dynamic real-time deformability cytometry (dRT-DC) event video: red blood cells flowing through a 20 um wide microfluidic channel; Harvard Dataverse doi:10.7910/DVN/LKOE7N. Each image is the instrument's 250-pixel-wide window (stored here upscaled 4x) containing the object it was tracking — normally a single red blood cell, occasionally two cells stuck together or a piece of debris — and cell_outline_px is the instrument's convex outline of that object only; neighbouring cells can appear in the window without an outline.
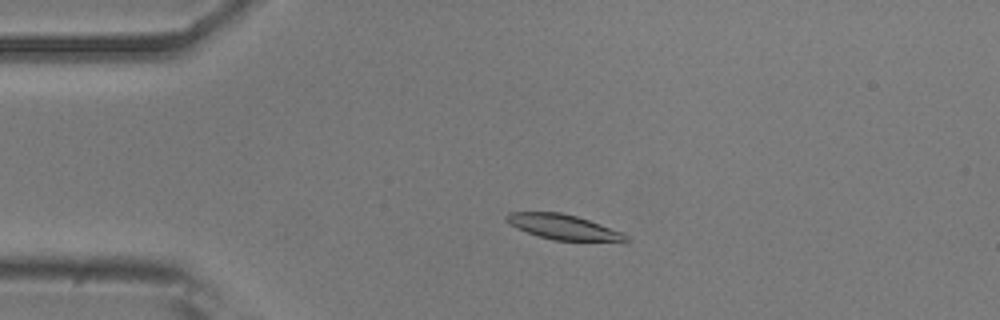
{"species": "common noctule bat (a hibernating species)", "species_latin": "Nyctalus noctula", "temperature_condition": "room temperature", "stored_images_in_passage": 53, "camera_frame_rate_fps": 3000, "um_per_image_px": 0.085, "animal": {"sex": "male", "body_mass_g": 20.5, "forearm_length_mm": 52.5}, "frame": {"image": 1, "passage_image": 11, "time_ms": 3.333, "image_size_px": [1000, 320], "cell_outline_px": [[632, 240], [552, 240], [516, 228], [508, 224], [504, 220], [504, 216], [508, 212], [560, 212], [576, 216], [600, 224], [620, 232], [628, 236]], "centroid_in_image_um": [47.76, 19.27], "position_along_channel_um": 37.2, "area_um2": 16.99}}
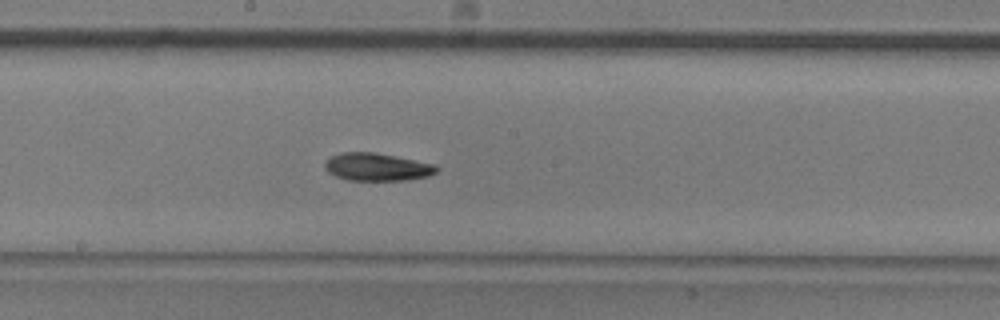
{"frame": {"image": 2, "passage_image": 28, "time_ms": 9.0, "image_size_px": [1000, 320], "cell_outline_px": [[440, 168], [436, 172], [428, 176], [404, 180], [348, 180], [336, 176], [328, 172], [324, 168], [324, 164], [332, 156], [340, 152], [372, 152], [436, 164]], "centroid_in_image_um": [32.05, 14.19], "position_along_channel_um": 216.1, "area_um2": 17.92}}
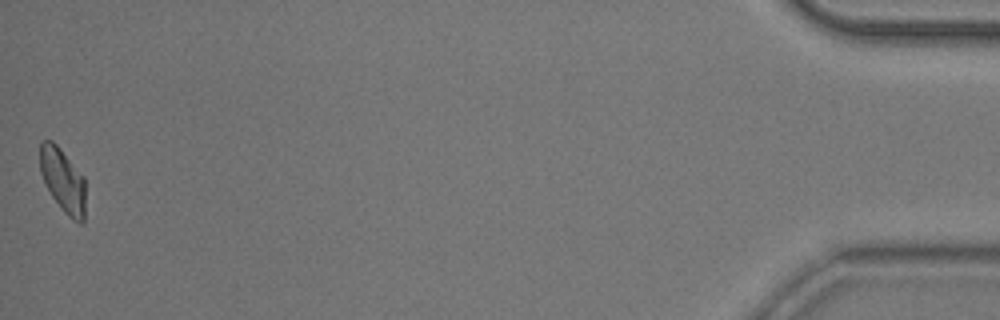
{"frame": {"image": 3, "passage_image": 53, "time_ms": 17.333, "image_size_px": [1000, 320], "cell_outline_px": [[84, 224], [80, 224], [72, 220], [64, 212], [52, 196], [40, 172], [40, 140], [52, 140], [60, 148], [84, 176]], "centroid_in_image_um": [5.35, 15.32], "position_along_channel_um": 429.9, "area_um2": 16.88}, "authors_computed_cell_mechanics": {"area_um2": 17.8602, "velocity_mm_per_s": 3.734, "shape_relaxation_time_tau1_ms": 3.7725, "shape_relaxation_time_tau2_ms": null, "deformation_change_tau1": 0.1237, "deformation_change_tau2": null}}